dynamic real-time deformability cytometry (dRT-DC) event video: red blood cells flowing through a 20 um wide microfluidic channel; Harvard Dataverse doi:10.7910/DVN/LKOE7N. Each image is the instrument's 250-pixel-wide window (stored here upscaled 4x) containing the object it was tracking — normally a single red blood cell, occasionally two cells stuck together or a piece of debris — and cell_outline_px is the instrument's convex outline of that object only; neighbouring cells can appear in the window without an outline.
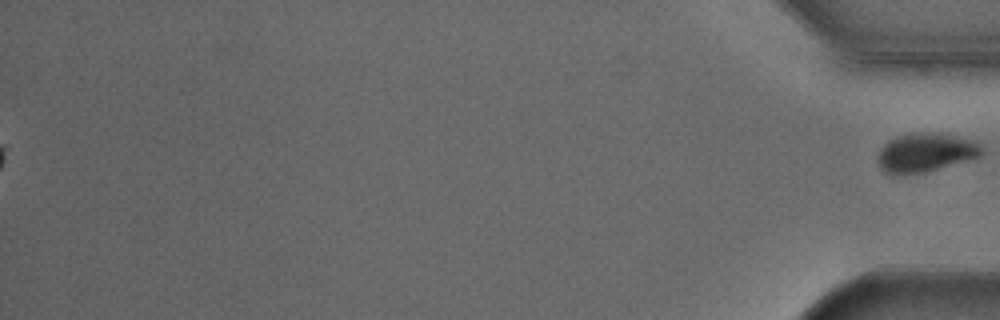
{"species": "Egyptian fruit bat (a non-hibernating species)", "species_latin": "Rousettus aegyptiacus", "temperature_condition": "cold", "stored_images_in_passage": 46, "segment_of_instrument_passage": [2, 2], "camera_frame_rate_fps": 3000, "um_per_image_px": 0.085, "animal": {"sex": "male"}, "frame": {"image": 1, "passage_image": 46, "time_ms": 15.0, "image_size_px": [1000, 320], "cell_outline_px": [[984, 152], [980, 156], [924, 172], [884, 172], [880, 168], [880, 148], [888, 140], [896, 136], [916, 132], [940, 132], [980, 140], [984, 144]], "centroid_in_image_um": [78.8, 12.89], "position_along_channel_um": 356.4, "area_um2": 23.47}}